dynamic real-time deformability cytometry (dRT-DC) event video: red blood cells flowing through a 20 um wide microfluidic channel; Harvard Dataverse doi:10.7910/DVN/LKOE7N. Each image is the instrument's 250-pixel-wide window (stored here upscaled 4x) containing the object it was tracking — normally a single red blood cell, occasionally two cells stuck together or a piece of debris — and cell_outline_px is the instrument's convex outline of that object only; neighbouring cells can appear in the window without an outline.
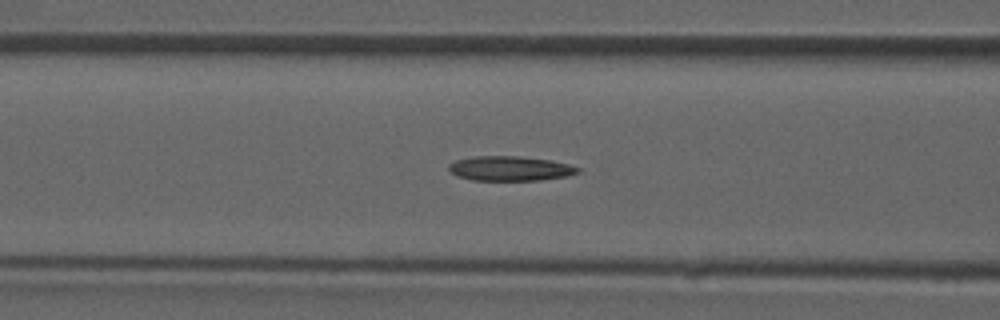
{"species": "common noctule bat (a hibernating species)", "species_latin": "Nyctalus noctula", "temperature_condition": "room temperature", "stored_images_in_passage": 22, "camera_frame_rate_fps": 3000, "um_per_image_px": 0.085, "animal": {"sex": "male", "forearm_length_mm": 52.5}, "frame": {"image": 1, "passage_image": 15, "time_ms": 4.667, "image_size_px": [1000, 320], "cell_outline_px": [[580, 172], [568, 176], [540, 180], [472, 180], [456, 176], [448, 168], [448, 164], [456, 160], [472, 156], [520, 156], [548, 160], [568, 164], [580, 168]], "centroid_in_image_um": [43.34, 14.32], "position_along_channel_um": 123.3, "area_um2": 18.55}}